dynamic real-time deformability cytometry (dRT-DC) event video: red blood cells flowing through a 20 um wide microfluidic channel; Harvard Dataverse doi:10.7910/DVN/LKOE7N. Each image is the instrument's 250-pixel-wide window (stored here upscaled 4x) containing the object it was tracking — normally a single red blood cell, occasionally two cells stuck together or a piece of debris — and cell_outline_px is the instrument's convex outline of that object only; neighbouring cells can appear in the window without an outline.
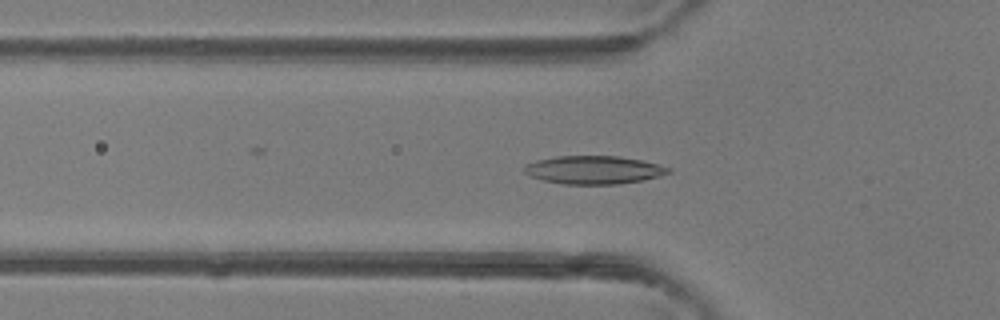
{"species": "common noctule bat (a hibernating species)", "species_latin": "Nyctalus noctula", "temperature_condition": "room temperature", "stored_images_in_passage": 38, "camera_frame_rate_fps": 3000, "um_per_image_px": 0.085, "animal": {"sex": "female"}, "frame": {"image": 1, "passage_image": 12, "time_ms": 3.667, "image_size_px": [1000, 320], "cell_outline_px": [[672, 172], [660, 176], [644, 180], [620, 184], [564, 184], [544, 180], [532, 176], [524, 172], [524, 164], [536, 160], [556, 156], [616, 156], [640, 160], [672, 168]], "centroid_in_image_um": [50.48, 14.44], "position_along_channel_um": 75.3, "area_um2": 23.64}}
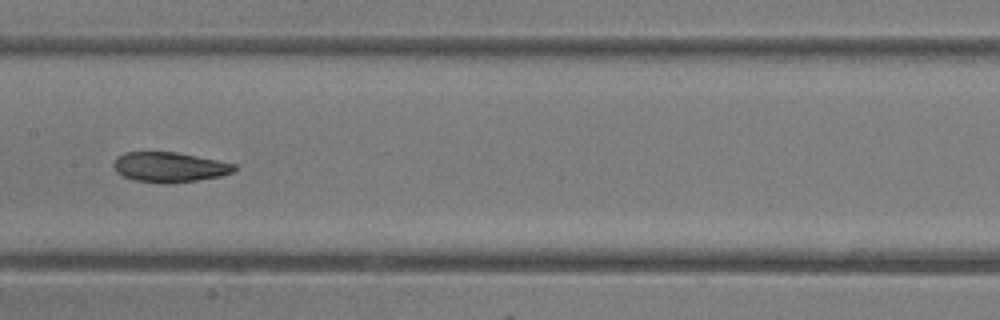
{"frame": {"image": 2, "passage_image": 20, "time_ms": 6.333, "image_size_px": [1000, 320], "cell_outline_px": [[236, 168], [232, 172], [220, 176], [196, 180], [168, 184], [160, 184], [132, 180], [116, 172], [112, 164], [124, 152], [176, 152], [236, 164]], "centroid_in_image_um": [14.38, 14.22], "position_along_channel_um": 193.0, "area_um2": 21.04}}
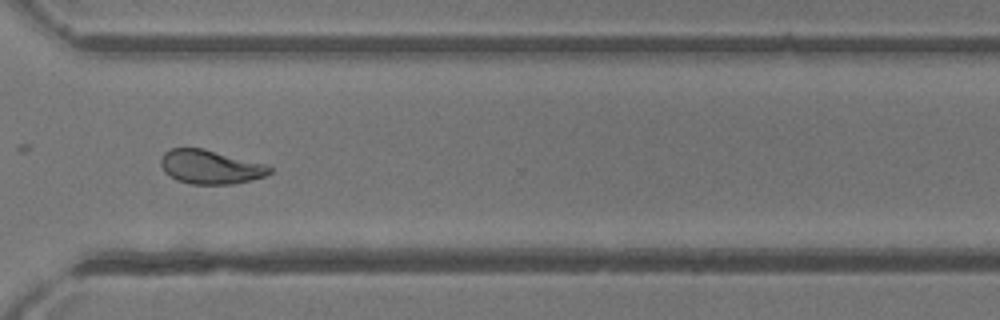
{"frame": {"image": 3, "passage_image": 31, "time_ms": 10.0, "image_size_px": [1000, 320], "cell_outline_px": [[272, 172], [264, 176], [252, 180], [232, 184], [192, 184], [176, 180], [164, 172], [160, 164], [160, 160], [164, 152], [172, 148], [204, 148], [268, 164], [272, 168]], "centroid_in_image_um": [17.9, 14.18], "position_along_channel_um": 352.7, "area_um2": 21.79}, "authors_computed_cell_mechanics": {"area_um2": 21.7906, "velocity_mm_per_s": 4.3717, "shape_relaxation_time_tau1_ms": 5.6666, "shape_relaxation_time_tau2_ms": 1.954, "deformation_change_tau1": 0.1705, "deformation_change_tau2": 0.0794}}